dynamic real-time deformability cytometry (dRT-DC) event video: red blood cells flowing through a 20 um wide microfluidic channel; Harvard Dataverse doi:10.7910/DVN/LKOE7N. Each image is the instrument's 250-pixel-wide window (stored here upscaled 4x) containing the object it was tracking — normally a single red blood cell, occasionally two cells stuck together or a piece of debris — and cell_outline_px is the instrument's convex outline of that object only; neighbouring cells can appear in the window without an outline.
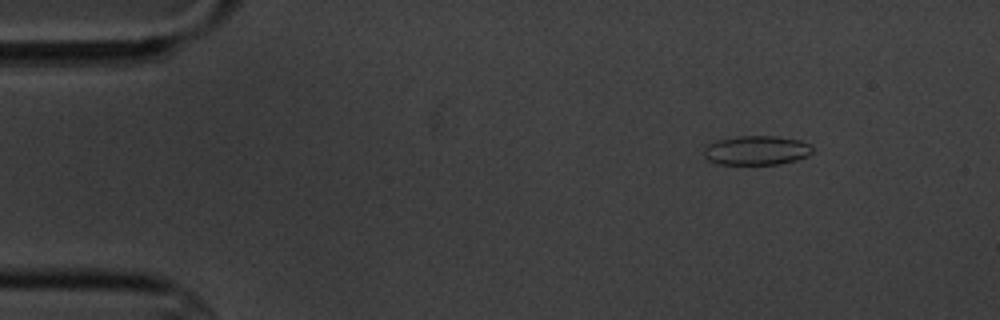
{"species": "common noctule bat (a hibernating species)", "species_latin": "Nyctalus noctula", "temperature_condition": "cold", "stored_images_in_passage": 9, "camera_frame_rate_fps": 3000, "um_per_image_px": 0.085, "animal": {"sex": "male", "body_mass_g": 20.1, "forearm_length_mm": 53.5}, "frame": {"image": 1, "passage_image": 3, "time_ms": 2.0, "image_size_px": [1000, 320], "cell_outline_px": [[812, 152], [808, 156], [796, 160], [780, 164], [720, 164], [708, 160], [704, 156], [704, 148], [708, 144], [720, 140], [740, 136], [776, 136], [800, 140], [808, 144], [812, 148]], "centroid_in_image_um": [64.32, 12.78], "position_along_channel_um": 20.7, "area_um2": 18.38}}
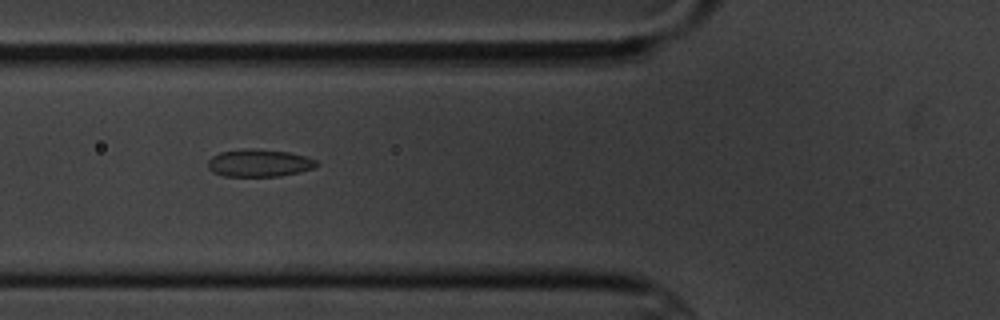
{"frame": {"image": 2, "passage_image": 7, "time_ms": 6.667, "image_size_px": [1000, 320], "cell_outline_px": [[320, 164], [316, 168], [300, 172], [280, 176], [224, 176], [212, 172], [208, 168], [208, 160], [212, 156], [220, 152], [244, 148], [252, 148], [288, 152], [304, 156], [316, 160]], "centroid_in_image_um": [22.03, 13.86], "position_along_channel_um": 103.8, "area_um2": 17.57}}
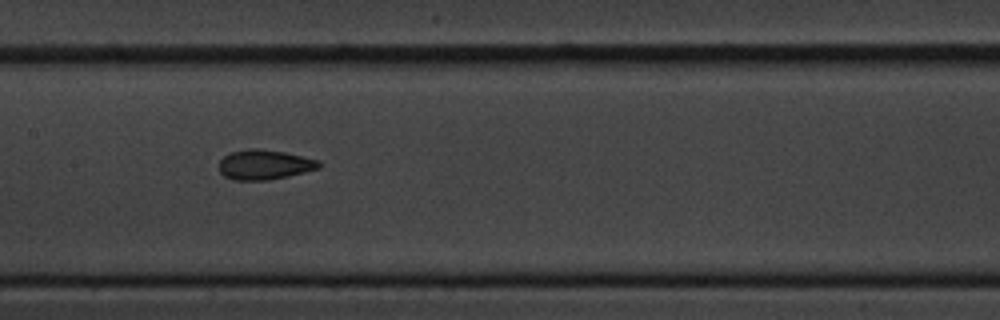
{"frame": {"image": 3, "passage_image": 9, "time_ms": 9.0, "image_size_px": [1000, 320], "cell_outline_px": [[320, 168], [288, 176], [268, 180], [232, 180], [224, 176], [220, 172], [220, 160], [224, 156], [232, 152], [248, 148], [256, 148], [284, 152], [320, 160]], "centroid_in_image_um": [22.48, 14.0], "position_along_channel_um": 184.9, "area_um2": 17.34}}